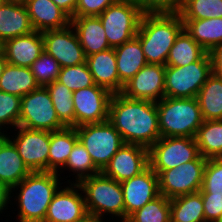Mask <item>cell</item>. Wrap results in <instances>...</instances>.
<instances>
[{"label":"cell","instance_id":"e575fe53","mask_svg":"<svg viewBox=\"0 0 222 222\" xmlns=\"http://www.w3.org/2000/svg\"><path fill=\"white\" fill-rule=\"evenodd\" d=\"M127 220L129 222H171L170 199L160 194L132 213Z\"/></svg>","mask_w":222,"mask_h":222},{"label":"cell","instance_id":"44dd1931","mask_svg":"<svg viewBox=\"0 0 222 222\" xmlns=\"http://www.w3.org/2000/svg\"><path fill=\"white\" fill-rule=\"evenodd\" d=\"M70 24L77 33L86 57L111 48L98 16L73 17Z\"/></svg>","mask_w":222,"mask_h":222},{"label":"cell","instance_id":"8fae6325","mask_svg":"<svg viewBox=\"0 0 222 222\" xmlns=\"http://www.w3.org/2000/svg\"><path fill=\"white\" fill-rule=\"evenodd\" d=\"M200 155L195 138L160 137L149 148V166L164 171L195 160Z\"/></svg>","mask_w":222,"mask_h":222},{"label":"cell","instance_id":"db71d44e","mask_svg":"<svg viewBox=\"0 0 222 222\" xmlns=\"http://www.w3.org/2000/svg\"><path fill=\"white\" fill-rule=\"evenodd\" d=\"M120 222H129V221L127 219H123V220L120 219Z\"/></svg>","mask_w":222,"mask_h":222},{"label":"cell","instance_id":"60d3db41","mask_svg":"<svg viewBox=\"0 0 222 222\" xmlns=\"http://www.w3.org/2000/svg\"><path fill=\"white\" fill-rule=\"evenodd\" d=\"M143 14L179 13L181 0H132Z\"/></svg>","mask_w":222,"mask_h":222},{"label":"cell","instance_id":"7dc6e473","mask_svg":"<svg viewBox=\"0 0 222 222\" xmlns=\"http://www.w3.org/2000/svg\"><path fill=\"white\" fill-rule=\"evenodd\" d=\"M6 64H7V61L5 59L4 53L0 54V76L3 73V70H4L5 66H6Z\"/></svg>","mask_w":222,"mask_h":222},{"label":"cell","instance_id":"8d00e7d4","mask_svg":"<svg viewBox=\"0 0 222 222\" xmlns=\"http://www.w3.org/2000/svg\"><path fill=\"white\" fill-rule=\"evenodd\" d=\"M57 81L68 87L72 92L95 84L86 61L75 66L61 68Z\"/></svg>","mask_w":222,"mask_h":222},{"label":"cell","instance_id":"9c48e42d","mask_svg":"<svg viewBox=\"0 0 222 222\" xmlns=\"http://www.w3.org/2000/svg\"><path fill=\"white\" fill-rule=\"evenodd\" d=\"M207 158L199 155L195 160L164 171L158 175L159 192L168 199L198 192L202 188Z\"/></svg>","mask_w":222,"mask_h":222},{"label":"cell","instance_id":"603a6c76","mask_svg":"<svg viewBox=\"0 0 222 222\" xmlns=\"http://www.w3.org/2000/svg\"><path fill=\"white\" fill-rule=\"evenodd\" d=\"M86 63L97 86L107 89L112 94L119 93V75L114 48L87 56Z\"/></svg>","mask_w":222,"mask_h":222},{"label":"cell","instance_id":"cb8c5ba5","mask_svg":"<svg viewBox=\"0 0 222 222\" xmlns=\"http://www.w3.org/2000/svg\"><path fill=\"white\" fill-rule=\"evenodd\" d=\"M119 75V93L124 85L147 64L140 40L135 37L114 48Z\"/></svg>","mask_w":222,"mask_h":222},{"label":"cell","instance_id":"836d02e7","mask_svg":"<svg viewBox=\"0 0 222 222\" xmlns=\"http://www.w3.org/2000/svg\"><path fill=\"white\" fill-rule=\"evenodd\" d=\"M71 173V175H75V181H71L68 179L65 183H79L82 179L90 177L92 175L100 173V171L95 167L88 151L86 148L77 141L72 148V151L69 155V158L62 168ZM69 169V170H68Z\"/></svg>","mask_w":222,"mask_h":222},{"label":"cell","instance_id":"ac0fdd59","mask_svg":"<svg viewBox=\"0 0 222 222\" xmlns=\"http://www.w3.org/2000/svg\"><path fill=\"white\" fill-rule=\"evenodd\" d=\"M120 184L123 190L125 219L160 195L158 175L150 166Z\"/></svg>","mask_w":222,"mask_h":222},{"label":"cell","instance_id":"f5cc1de1","mask_svg":"<svg viewBox=\"0 0 222 222\" xmlns=\"http://www.w3.org/2000/svg\"><path fill=\"white\" fill-rule=\"evenodd\" d=\"M6 2V0H0V7Z\"/></svg>","mask_w":222,"mask_h":222},{"label":"cell","instance_id":"bcb514c9","mask_svg":"<svg viewBox=\"0 0 222 222\" xmlns=\"http://www.w3.org/2000/svg\"><path fill=\"white\" fill-rule=\"evenodd\" d=\"M70 18L74 17L78 0H52Z\"/></svg>","mask_w":222,"mask_h":222},{"label":"cell","instance_id":"ba28073f","mask_svg":"<svg viewBox=\"0 0 222 222\" xmlns=\"http://www.w3.org/2000/svg\"><path fill=\"white\" fill-rule=\"evenodd\" d=\"M143 13L132 0H119L98 17L108 44L115 48L136 37Z\"/></svg>","mask_w":222,"mask_h":222},{"label":"cell","instance_id":"9a60e30c","mask_svg":"<svg viewBox=\"0 0 222 222\" xmlns=\"http://www.w3.org/2000/svg\"><path fill=\"white\" fill-rule=\"evenodd\" d=\"M44 50L54 57L61 68L75 66L86 61L83 48L73 26L42 32Z\"/></svg>","mask_w":222,"mask_h":222},{"label":"cell","instance_id":"d4e9b609","mask_svg":"<svg viewBox=\"0 0 222 222\" xmlns=\"http://www.w3.org/2000/svg\"><path fill=\"white\" fill-rule=\"evenodd\" d=\"M30 173L14 143L5 136L0 141V181L12 189Z\"/></svg>","mask_w":222,"mask_h":222},{"label":"cell","instance_id":"d6a6232c","mask_svg":"<svg viewBox=\"0 0 222 222\" xmlns=\"http://www.w3.org/2000/svg\"><path fill=\"white\" fill-rule=\"evenodd\" d=\"M50 93L59 121L65 127H75L73 92L57 80L45 86Z\"/></svg>","mask_w":222,"mask_h":222},{"label":"cell","instance_id":"83f0119b","mask_svg":"<svg viewBox=\"0 0 222 222\" xmlns=\"http://www.w3.org/2000/svg\"><path fill=\"white\" fill-rule=\"evenodd\" d=\"M31 69L7 63L0 76V91L14 94L20 97L38 89Z\"/></svg>","mask_w":222,"mask_h":222},{"label":"cell","instance_id":"8992f818","mask_svg":"<svg viewBox=\"0 0 222 222\" xmlns=\"http://www.w3.org/2000/svg\"><path fill=\"white\" fill-rule=\"evenodd\" d=\"M213 74L209 53L185 66H165V97H197L207 79Z\"/></svg>","mask_w":222,"mask_h":222},{"label":"cell","instance_id":"ffe728a7","mask_svg":"<svg viewBox=\"0 0 222 222\" xmlns=\"http://www.w3.org/2000/svg\"><path fill=\"white\" fill-rule=\"evenodd\" d=\"M35 31L62 29L71 23V18L52 0L23 1Z\"/></svg>","mask_w":222,"mask_h":222},{"label":"cell","instance_id":"ee69618b","mask_svg":"<svg viewBox=\"0 0 222 222\" xmlns=\"http://www.w3.org/2000/svg\"><path fill=\"white\" fill-rule=\"evenodd\" d=\"M209 56L212 63L213 74L222 79V44L214 47Z\"/></svg>","mask_w":222,"mask_h":222},{"label":"cell","instance_id":"4fadbf2b","mask_svg":"<svg viewBox=\"0 0 222 222\" xmlns=\"http://www.w3.org/2000/svg\"><path fill=\"white\" fill-rule=\"evenodd\" d=\"M67 184L60 185V188L54 194L44 222H85L90 218L84 194L79 184Z\"/></svg>","mask_w":222,"mask_h":222},{"label":"cell","instance_id":"f546056e","mask_svg":"<svg viewBox=\"0 0 222 222\" xmlns=\"http://www.w3.org/2000/svg\"><path fill=\"white\" fill-rule=\"evenodd\" d=\"M196 98L204 120L222 119V79L212 74Z\"/></svg>","mask_w":222,"mask_h":222},{"label":"cell","instance_id":"277c9868","mask_svg":"<svg viewBox=\"0 0 222 222\" xmlns=\"http://www.w3.org/2000/svg\"><path fill=\"white\" fill-rule=\"evenodd\" d=\"M160 137L195 138L204 122L199 102L193 98L163 97L156 102Z\"/></svg>","mask_w":222,"mask_h":222},{"label":"cell","instance_id":"6da1fadb","mask_svg":"<svg viewBox=\"0 0 222 222\" xmlns=\"http://www.w3.org/2000/svg\"><path fill=\"white\" fill-rule=\"evenodd\" d=\"M108 121L122 136L125 144L149 149L160 139L156 102L132 99L121 92L113 94Z\"/></svg>","mask_w":222,"mask_h":222},{"label":"cell","instance_id":"4316f807","mask_svg":"<svg viewBox=\"0 0 222 222\" xmlns=\"http://www.w3.org/2000/svg\"><path fill=\"white\" fill-rule=\"evenodd\" d=\"M186 32L206 51L222 44V17L182 19Z\"/></svg>","mask_w":222,"mask_h":222},{"label":"cell","instance_id":"2e32d148","mask_svg":"<svg viewBox=\"0 0 222 222\" xmlns=\"http://www.w3.org/2000/svg\"><path fill=\"white\" fill-rule=\"evenodd\" d=\"M165 66L146 64L123 87L122 94L138 100L158 102L165 97Z\"/></svg>","mask_w":222,"mask_h":222},{"label":"cell","instance_id":"7a4b0ae2","mask_svg":"<svg viewBox=\"0 0 222 222\" xmlns=\"http://www.w3.org/2000/svg\"><path fill=\"white\" fill-rule=\"evenodd\" d=\"M60 179H62L61 175L56 172H31L22 182L13 187L11 201L14 200L18 206L17 221L44 222L54 194L60 188L59 185L65 183ZM15 190H18V194L14 193Z\"/></svg>","mask_w":222,"mask_h":222},{"label":"cell","instance_id":"52a82bcc","mask_svg":"<svg viewBox=\"0 0 222 222\" xmlns=\"http://www.w3.org/2000/svg\"><path fill=\"white\" fill-rule=\"evenodd\" d=\"M75 129L78 141L86 148L100 172L104 170L116 152L125 145L122 136L109 121L84 124Z\"/></svg>","mask_w":222,"mask_h":222},{"label":"cell","instance_id":"f35d334b","mask_svg":"<svg viewBox=\"0 0 222 222\" xmlns=\"http://www.w3.org/2000/svg\"><path fill=\"white\" fill-rule=\"evenodd\" d=\"M30 69L39 86L45 87L58 79L61 66L54 57L44 50L30 66Z\"/></svg>","mask_w":222,"mask_h":222},{"label":"cell","instance_id":"b9f144b4","mask_svg":"<svg viewBox=\"0 0 222 222\" xmlns=\"http://www.w3.org/2000/svg\"><path fill=\"white\" fill-rule=\"evenodd\" d=\"M119 0H78L74 17L99 16Z\"/></svg>","mask_w":222,"mask_h":222},{"label":"cell","instance_id":"5bb4252c","mask_svg":"<svg viewBox=\"0 0 222 222\" xmlns=\"http://www.w3.org/2000/svg\"><path fill=\"white\" fill-rule=\"evenodd\" d=\"M112 95L110 91L96 84L74 91L72 98L75 128L84 124L108 121Z\"/></svg>","mask_w":222,"mask_h":222},{"label":"cell","instance_id":"4dcf8cb0","mask_svg":"<svg viewBox=\"0 0 222 222\" xmlns=\"http://www.w3.org/2000/svg\"><path fill=\"white\" fill-rule=\"evenodd\" d=\"M195 140L202 157L222 158V119L204 120Z\"/></svg>","mask_w":222,"mask_h":222},{"label":"cell","instance_id":"ab89813d","mask_svg":"<svg viewBox=\"0 0 222 222\" xmlns=\"http://www.w3.org/2000/svg\"><path fill=\"white\" fill-rule=\"evenodd\" d=\"M201 194L222 196V158L207 159Z\"/></svg>","mask_w":222,"mask_h":222},{"label":"cell","instance_id":"74e56055","mask_svg":"<svg viewBox=\"0 0 222 222\" xmlns=\"http://www.w3.org/2000/svg\"><path fill=\"white\" fill-rule=\"evenodd\" d=\"M20 112L21 97L0 91V129L7 133L9 128H17Z\"/></svg>","mask_w":222,"mask_h":222},{"label":"cell","instance_id":"7c38bea8","mask_svg":"<svg viewBox=\"0 0 222 222\" xmlns=\"http://www.w3.org/2000/svg\"><path fill=\"white\" fill-rule=\"evenodd\" d=\"M10 133H14L13 136L11 135L12 138L8 135ZM10 133L7 132L6 136L14 143L28 169L31 172L48 171L50 131L31 130L18 126Z\"/></svg>","mask_w":222,"mask_h":222},{"label":"cell","instance_id":"1f68e13d","mask_svg":"<svg viewBox=\"0 0 222 222\" xmlns=\"http://www.w3.org/2000/svg\"><path fill=\"white\" fill-rule=\"evenodd\" d=\"M206 51L183 29L170 48L166 66H185L198 61Z\"/></svg>","mask_w":222,"mask_h":222},{"label":"cell","instance_id":"484cf974","mask_svg":"<svg viewBox=\"0 0 222 222\" xmlns=\"http://www.w3.org/2000/svg\"><path fill=\"white\" fill-rule=\"evenodd\" d=\"M77 141L78 135L75 127H65L61 130L50 132L48 172H56L59 175L61 173L64 174L62 168L65 166L72 148Z\"/></svg>","mask_w":222,"mask_h":222},{"label":"cell","instance_id":"c3c4849f","mask_svg":"<svg viewBox=\"0 0 222 222\" xmlns=\"http://www.w3.org/2000/svg\"><path fill=\"white\" fill-rule=\"evenodd\" d=\"M85 222H105L103 220H98V219H95V218H89L87 221Z\"/></svg>","mask_w":222,"mask_h":222},{"label":"cell","instance_id":"f1b7e54d","mask_svg":"<svg viewBox=\"0 0 222 222\" xmlns=\"http://www.w3.org/2000/svg\"><path fill=\"white\" fill-rule=\"evenodd\" d=\"M171 222H205L201 192L170 199Z\"/></svg>","mask_w":222,"mask_h":222},{"label":"cell","instance_id":"f907efd6","mask_svg":"<svg viewBox=\"0 0 222 222\" xmlns=\"http://www.w3.org/2000/svg\"><path fill=\"white\" fill-rule=\"evenodd\" d=\"M4 42L0 40V54H3Z\"/></svg>","mask_w":222,"mask_h":222},{"label":"cell","instance_id":"e0dca14e","mask_svg":"<svg viewBox=\"0 0 222 222\" xmlns=\"http://www.w3.org/2000/svg\"><path fill=\"white\" fill-rule=\"evenodd\" d=\"M149 166V149L133 144H125L110 159L102 173L118 181L128 180Z\"/></svg>","mask_w":222,"mask_h":222},{"label":"cell","instance_id":"7402d4cb","mask_svg":"<svg viewBox=\"0 0 222 222\" xmlns=\"http://www.w3.org/2000/svg\"><path fill=\"white\" fill-rule=\"evenodd\" d=\"M35 31L23 2L6 1L0 7V40L27 35Z\"/></svg>","mask_w":222,"mask_h":222},{"label":"cell","instance_id":"816d5d0a","mask_svg":"<svg viewBox=\"0 0 222 222\" xmlns=\"http://www.w3.org/2000/svg\"><path fill=\"white\" fill-rule=\"evenodd\" d=\"M6 1H11V2H23L24 0H6Z\"/></svg>","mask_w":222,"mask_h":222},{"label":"cell","instance_id":"3957f363","mask_svg":"<svg viewBox=\"0 0 222 222\" xmlns=\"http://www.w3.org/2000/svg\"><path fill=\"white\" fill-rule=\"evenodd\" d=\"M183 29L179 13L143 14L136 37L140 40L147 64L166 66L170 48Z\"/></svg>","mask_w":222,"mask_h":222},{"label":"cell","instance_id":"d590c367","mask_svg":"<svg viewBox=\"0 0 222 222\" xmlns=\"http://www.w3.org/2000/svg\"><path fill=\"white\" fill-rule=\"evenodd\" d=\"M182 19H210L222 17V0H181Z\"/></svg>","mask_w":222,"mask_h":222},{"label":"cell","instance_id":"d6986e66","mask_svg":"<svg viewBox=\"0 0 222 222\" xmlns=\"http://www.w3.org/2000/svg\"><path fill=\"white\" fill-rule=\"evenodd\" d=\"M44 51L42 32L33 31L4 42L3 53L7 63L27 67L34 63Z\"/></svg>","mask_w":222,"mask_h":222},{"label":"cell","instance_id":"7bdbcfd3","mask_svg":"<svg viewBox=\"0 0 222 222\" xmlns=\"http://www.w3.org/2000/svg\"><path fill=\"white\" fill-rule=\"evenodd\" d=\"M204 205L205 222H220L222 219V196L201 194Z\"/></svg>","mask_w":222,"mask_h":222},{"label":"cell","instance_id":"f6af8a7d","mask_svg":"<svg viewBox=\"0 0 222 222\" xmlns=\"http://www.w3.org/2000/svg\"><path fill=\"white\" fill-rule=\"evenodd\" d=\"M11 189L0 181V213L3 214V210L8 209V204H12L11 202ZM8 205V206H7Z\"/></svg>","mask_w":222,"mask_h":222},{"label":"cell","instance_id":"681fc988","mask_svg":"<svg viewBox=\"0 0 222 222\" xmlns=\"http://www.w3.org/2000/svg\"><path fill=\"white\" fill-rule=\"evenodd\" d=\"M6 136V133L0 129V141Z\"/></svg>","mask_w":222,"mask_h":222},{"label":"cell","instance_id":"30bf717a","mask_svg":"<svg viewBox=\"0 0 222 222\" xmlns=\"http://www.w3.org/2000/svg\"><path fill=\"white\" fill-rule=\"evenodd\" d=\"M19 126L50 132L65 128L57 117L50 93L46 87L40 86L21 97Z\"/></svg>","mask_w":222,"mask_h":222},{"label":"cell","instance_id":"5b68a950","mask_svg":"<svg viewBox=\"0 0 222 222\" xmlns=\"http://www.w3.org/2000/svg\"><path fill=\"white\" fill-rule=\"evenodd\" d=\"M78 184L83 191L90 218L105 220L104 215L111 214L108 217L112 216V220L125 219L123 190L118 181L100 172L82 179Z\"/></svg>","mask_w":222,"mask_h":222}]
</instances>
